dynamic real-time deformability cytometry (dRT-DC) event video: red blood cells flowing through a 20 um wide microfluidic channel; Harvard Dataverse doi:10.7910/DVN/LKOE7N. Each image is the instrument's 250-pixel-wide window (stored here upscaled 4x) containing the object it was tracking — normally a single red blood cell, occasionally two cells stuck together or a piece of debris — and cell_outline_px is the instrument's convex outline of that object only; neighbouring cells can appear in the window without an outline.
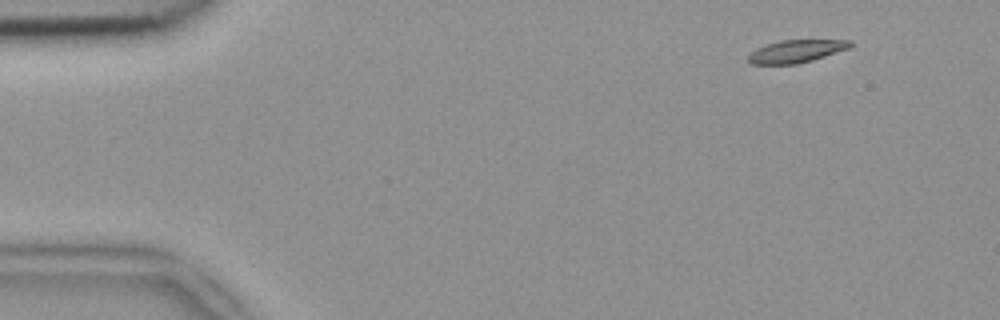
{"species": "common noctule bat (a hibernating species)", "species_latin": "Nyctalus noctula", "temperature_condition": "room temperature", "stored_images_in_passage": 4, "camera_frame_rate_fps": 3000, "um_per_image_px": 0.085, "animal": {"sex": "female", "body_mass_g": 18.4}, "frame": {"image": 1, "passage_image": 1, "time_ms": 0.0, "image_size_px": [1000, 320], "cell_outline_px": [[852, 44], [848, 48], [812, 60], [796, 64], [752, 64], [748, 60], [748, 52], [764, 44], [780, 40], [852, 40]], "centroid_in_image_um": [67.6, 4.35], "position_along_channel_um": 17.4, "area_um2": 13.47}}